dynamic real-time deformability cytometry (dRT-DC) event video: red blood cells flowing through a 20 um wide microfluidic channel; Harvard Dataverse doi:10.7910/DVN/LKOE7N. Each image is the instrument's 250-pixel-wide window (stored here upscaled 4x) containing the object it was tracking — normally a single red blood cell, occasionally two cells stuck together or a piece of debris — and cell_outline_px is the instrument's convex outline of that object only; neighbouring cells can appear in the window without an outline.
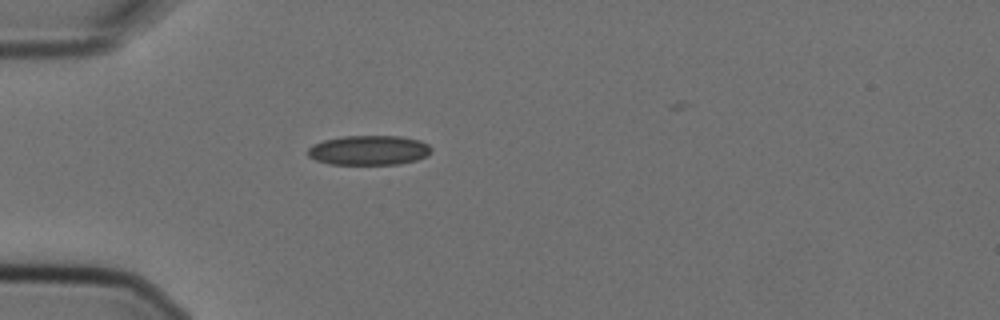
{"species": "Egyptian fruit bat (a non-hibernating species)", "species_latin": "Rousettus aegyptiacus", "temperature_condition": "cold", "stored_images_in_passage": 3, "camera_frame_rate_fps": 3000, "um_per_image_px": 0.085, "animal": {"sex": "female"}, "frame": {"image": 1, "passage_image": 3, "time_ms": 0.667, "image_size_px": [1000, 320], "cell_outline_px": [[432, 152], [428, 156], [416, 160], [400, 164], [328, 164], [316, 160], [308, 156], [308, 148], [312, 144], [324, 140], [344, 136], [400, 136], [420, 140], [428, 144], [432, 148]], "centroid_in_image_um": [31.38, 12.77], "position_along_channel_um": 53.6, "area_um2": 21.5}}